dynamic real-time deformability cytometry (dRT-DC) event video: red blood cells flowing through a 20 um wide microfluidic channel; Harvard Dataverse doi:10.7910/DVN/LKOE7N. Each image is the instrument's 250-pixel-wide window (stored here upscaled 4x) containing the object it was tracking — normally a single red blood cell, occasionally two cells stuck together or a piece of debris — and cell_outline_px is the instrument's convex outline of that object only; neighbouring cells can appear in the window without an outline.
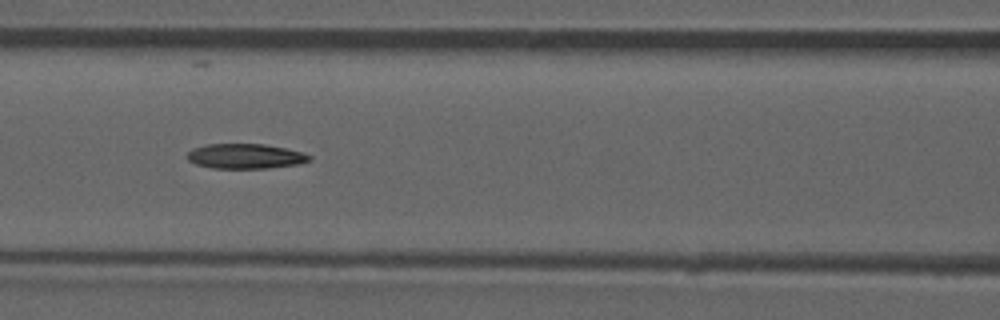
{"species": "common noctule bat (a hibernating species)", "species_latin": "Nyctalus noctula", "temperature_condition": "room temperature", "stored_images_in_passage": 52, "camera_frame_rate_fps": 3000, "um_per_image_px": 0.085, "animal": {"sex": "male", "forearm_length_mm": 52.5}, "frame": {"image": 1, "passage_image": 23, "time_ms": 7.333, "image_size_px": [1000, 320], "cell_outline_px": [[312, 160], [300, 164], [268, 168], [212, 168], [196, 164], [188, 160], [188, 152], [192, 148], [208, 144], [264, 144], [304, 152], [312, 156]], "centroid_in_image_um": [20.9, 13.28], "position_along_channel_um": 145.7, "area_um2": 17.8}}